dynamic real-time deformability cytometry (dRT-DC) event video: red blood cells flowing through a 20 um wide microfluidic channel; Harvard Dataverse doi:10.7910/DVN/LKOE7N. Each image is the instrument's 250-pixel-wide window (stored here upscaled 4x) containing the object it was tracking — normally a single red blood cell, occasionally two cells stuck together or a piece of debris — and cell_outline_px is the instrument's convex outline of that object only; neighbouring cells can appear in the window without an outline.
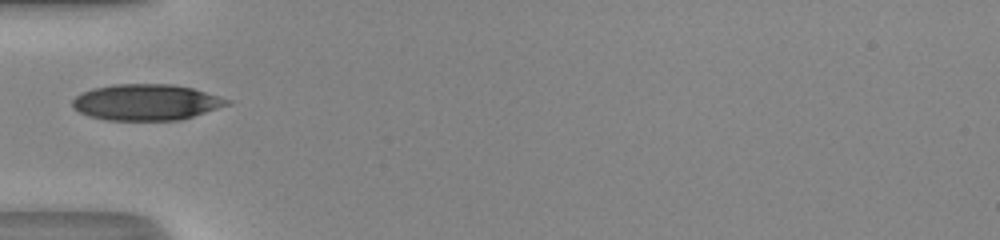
{"species": "human", "species_latin": "Homo sapiens", "temperature_condition": "room temperature", "stored_images_in_passage": 6, "camera_frame_rate_fps": 3000, "um_per_image_px": 0.085, "donor": {"sex": "male"}, "frame": {"image": 1, "passage_image": 1, "time_ms": 0.0, "image_size_px": [1000, 240], "cell_outline_px": [[232, 104], [180, 120], [104, 120], [88, 116], [72, 108], [72, 100], [76, 96], [92, 88], [116, 84], [172, 84], [192, 88], [220, 96], [232, 100]], "centroid_in_image_um": [12.44, 8.69], "position_along_channel_um": 72.6, "area_um2": 32.66}}